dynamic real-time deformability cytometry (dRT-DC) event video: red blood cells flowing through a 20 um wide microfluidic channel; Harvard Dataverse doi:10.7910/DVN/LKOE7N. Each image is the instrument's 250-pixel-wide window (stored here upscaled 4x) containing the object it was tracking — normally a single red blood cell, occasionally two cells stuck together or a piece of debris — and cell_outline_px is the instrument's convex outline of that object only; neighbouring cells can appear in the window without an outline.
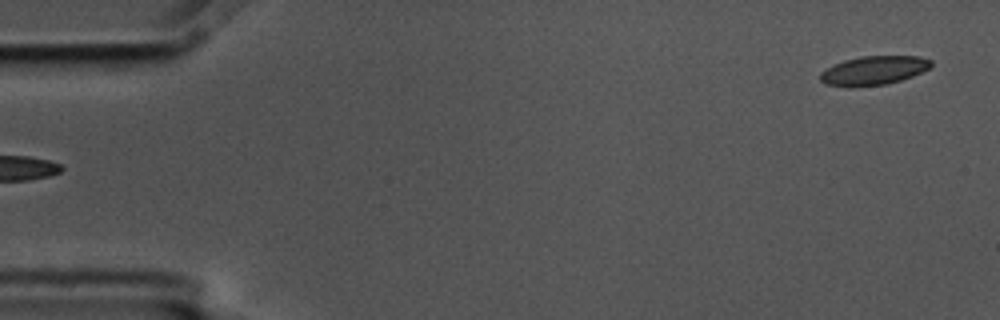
{"species": "common noctule bat (a hibernating species)", "species_latin": "Nyctalus noctula", "temperature_condition": "cold", "stored_images_in_passage": 6, "segment_of_instrument_passage": [2, 2], "camera_frame_rate_fps": 3000, "um_per_image_px": 0.085, "animal": {"sex": "male", "body_mass_g": 17.5, "forearm_length_mm": 52.3}, "frame": {"image": 1, "passage_image": 6, "time_ms": 1.667, "image_size_px": [1000, 320], "cell_outline_px": [[932, 64], [928, 68], [912, 76], [900, 80], [884, 84], [828, 84], [820, 80], [820, 72], [844, 60], [860, 56], [920, 56], [932, 60]], "centroid_in_image_um": [74.33, 5.93], "position_along_channel_um": 10.7, "area_um2": 17.74}}